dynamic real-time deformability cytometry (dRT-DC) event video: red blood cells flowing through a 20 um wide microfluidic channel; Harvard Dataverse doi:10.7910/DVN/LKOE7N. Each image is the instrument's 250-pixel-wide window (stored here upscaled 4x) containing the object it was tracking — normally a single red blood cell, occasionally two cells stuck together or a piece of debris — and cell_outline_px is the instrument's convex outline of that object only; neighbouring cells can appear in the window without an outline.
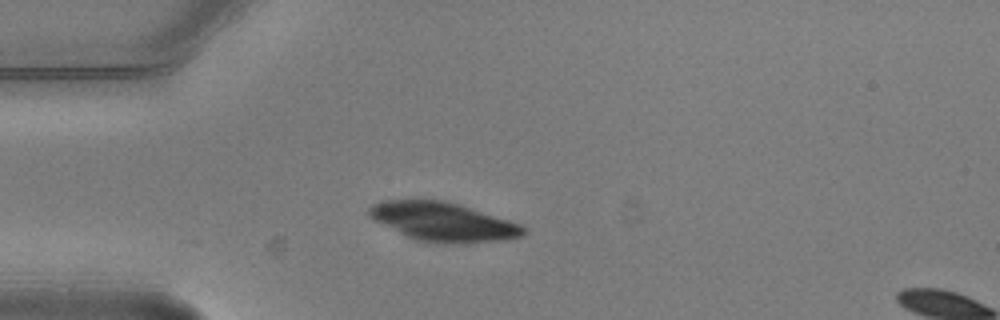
{"species": "common noctule bat (a hibernating species)", "species_latin": "Nyctalus noctula", "temperature_condition": "warm", "stored_images_in_passage": 5, "segment_of_instrument_passage": [1, 2], "camera_frame_rate_fps": 3000, "um_per_image_px": 0.085, "animal": {"sex": "male", "body_mass_g": 20.5, "forearm_length_mm": 52.5}, "frame": {"image": 1, "passage_image": 4, "time_ms": 1.0, "image_size_px": [1000, 320], "cell_outline_px": [[528, 232], [520, 236], [492, 240], [416, 240], [368, 216], [368, 208], [372, 204], [384, 200], [444, 200], [460, 204], [520, 224]], "centroid_in_image_um": [37.61, 18.77], "position_along_channel_um": 47.4, "area_um2": 33.06}}